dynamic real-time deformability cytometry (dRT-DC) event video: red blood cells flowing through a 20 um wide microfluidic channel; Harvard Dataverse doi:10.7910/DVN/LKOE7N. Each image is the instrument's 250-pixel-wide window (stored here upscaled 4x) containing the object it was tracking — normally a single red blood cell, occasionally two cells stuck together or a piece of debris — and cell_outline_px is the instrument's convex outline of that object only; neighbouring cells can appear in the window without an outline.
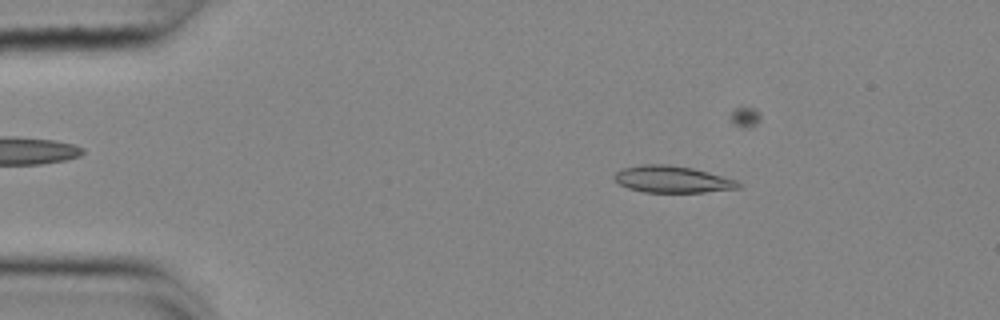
{"species": "common noctule bat (a hibernating species)", "species_latin": "Nyctalus noctula", "temperature_condition": "cold", "stored_images_in_passage": 52, "camera_frame_rate_fps": 3000, "um_per_image_px": 0.085, "animal": {"sex": "female", "body_mass_g": 25.1}, "frame": {"image": 1, "passage_image": 9, "time_ms": 2.667, "image_size_px": [1000, 320], "cell_outline_px": [[744, 184], [740, 188], [704, 192], [644, 192], [628, 188], [620, 184], [612, 176], [620, 168], [640, 164], [668, 164], [692, 168], [708, 172], [736, 180]], "centroid_in_image_um": [57.13, 15.23], "position_along_channel_um": 27.9, "area_um2": 19.48}}
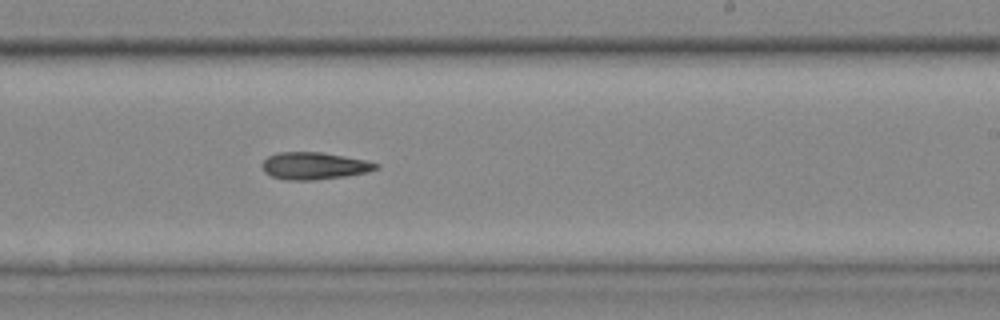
{"frame": {"image": 2, "passage_image": 33, "time_ms": 10.667, "image_size_px": [1000, 320], "cell_outline_px": [[380, 168], [368, 172], [344, 176], [316, 180], [284, 180], [272, 176], [264, 172], [260, 164], [268, 156], [276, 152], [320, 152], [364, 160], [380, 164]], "centroid_in_image_um": [26.67, 14.1], "position_along_channel_um": 262.3, "area_um2": 18.09}}
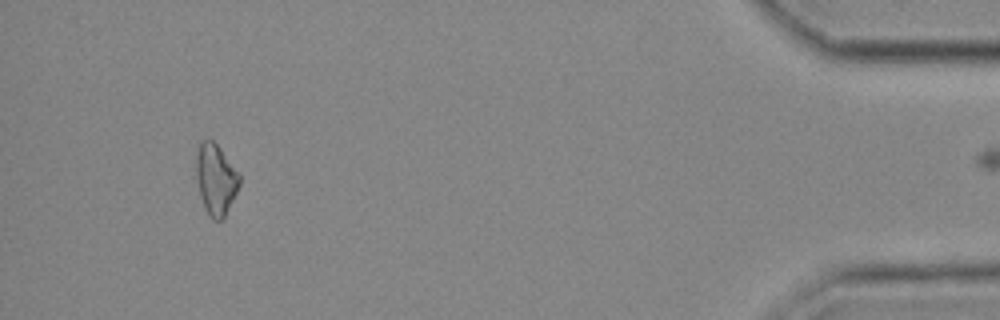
{"frame": {"image": 3, "passage_image": 51, "time_ms": 16.667, "image_size_px": [1000, 320], "cell_outline_px": [[240, 184], [224, 216], [220, 220], [212, 220], [208, 216], [204, 208], [200, 196], [196, 180], [196, 156], [200, 140], [212, 140], [220, 148], [240, 172]], "centroid_in_image_um": [18.33, 15.23], "position_along_channel_um": 416.9, "area_um2": 17.98}}